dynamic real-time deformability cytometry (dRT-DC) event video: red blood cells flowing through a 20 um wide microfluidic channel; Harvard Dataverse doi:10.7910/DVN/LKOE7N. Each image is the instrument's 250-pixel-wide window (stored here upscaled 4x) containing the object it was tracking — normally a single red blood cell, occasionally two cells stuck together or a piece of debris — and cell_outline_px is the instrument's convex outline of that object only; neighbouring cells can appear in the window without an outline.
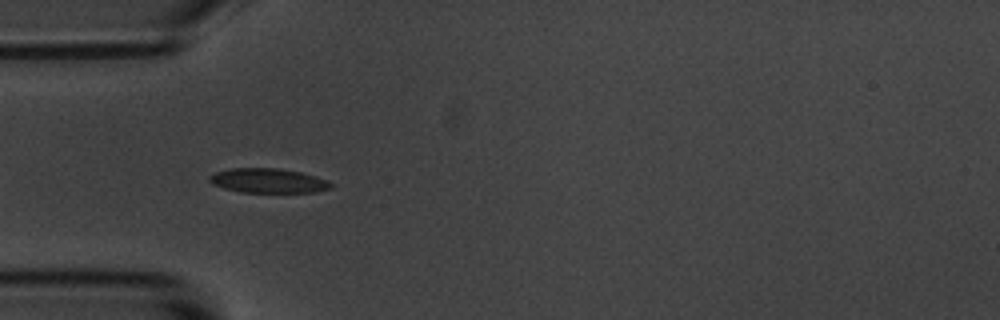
{"species": "common noctule bat (a hibernating species)", "species_latin": "Nyctalus noctula", "temperature_condition": "room temperature", "stored_images_in_passage": 7, "camera_frame_rate_fps": 3000, "um_per_image_px": 0.085, "animal": {"sex": "male", "body_mass_g": 20.1, "forearm_length_mm": 53.5}, "frame": {"image": 1, "passage_image": 4, "time_ms": 4.333, "image_size_px": [1000, 320], "cell_outline_px": [[332, 188], [316, 192], [240, 192], [224, 188], [212, 184], [208, 180], [208, 176], [216, 172], [232, 168], [276, 168], [300, 172], [328, 180], [332, 184]], "centroid_in_image_um": [22.78, 15.36], "position_along_channel_um": 62.2, "area_um2": 17.28}}
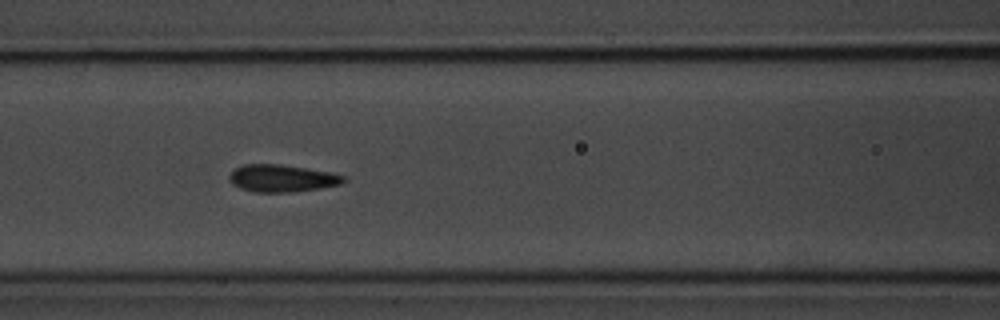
{"frame": {"image": 2, "passage_image": 6, "time_ms": 6.667, "image_size_px": [1000, 320], "cell_outline_px": [[344, 180], [340, 184], [320, 188], [292, 192], [252, 192], [240, 188], [232, 184], [228, 180], [228, 176], [236, 168], [244, 164], [276, 164], [304, 168], [328, 172], [344, 176]], "centroid_in_image_um": [23.89, 15.16], "position_along_channel_um": 142.7, "area_um2": 17.92}}
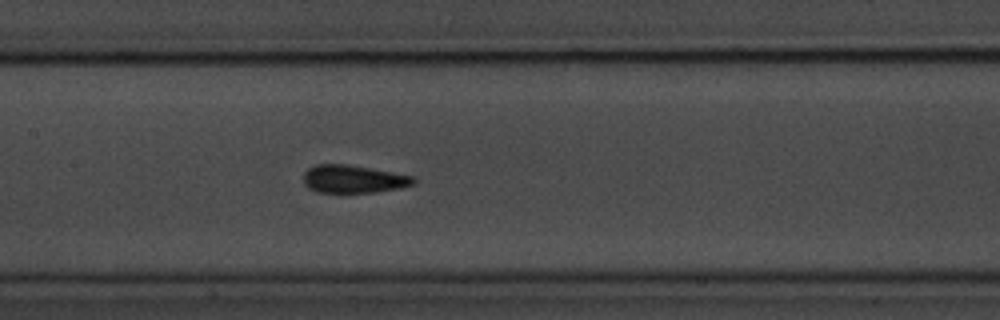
{"frame": {"image": 3, "passage_image": 7, "time_ms": 7.667, "image_size_px": [1000, 320], "cell_outline_px": [[416, 184], [400, 188], [376, 192], [316, 192], [308, 188], [304, 184], [304, 172], [308, 168], [316, 164], [348, 164], [416, 176]], "centroid_in_image_um": [30.07, 15.21], "position_along_channel_um": 177.3, "area_um2": 18.09}}